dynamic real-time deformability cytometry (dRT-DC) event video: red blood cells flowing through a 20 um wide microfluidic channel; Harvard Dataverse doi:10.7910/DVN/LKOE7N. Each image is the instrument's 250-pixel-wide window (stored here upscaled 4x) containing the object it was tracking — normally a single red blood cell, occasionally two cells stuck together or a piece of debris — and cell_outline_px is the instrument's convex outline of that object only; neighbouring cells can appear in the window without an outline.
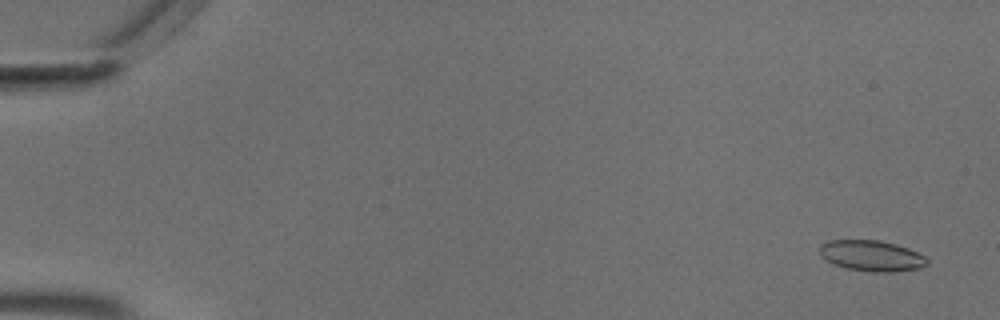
{"species": "common noctule bat (a hibernating species)", "species_latin": "Nyctalus noctula", "temperature_condition": "cold", "stored_images_in_passage": 53, "camera_frame_rate_fps": 3000, "um_per_image_px": 0.085, "animal": {"sex": "male", "body_mass_g": 18.8}, "frame": {"image": 1, "passage_image": 3, "time_ms": 0.667, "image_size_px": [1000, 320], "cell_outline_px": [[928, 264], [920, 268], [892, 272], [872, 272], [848, 268], [832, 264], [820, 256], [820, 244], [828, 240], [880, 240], [896, 244], [908, 248], [924, 256], [928, 260]], "centroid_in_image_um": [74.07, 21.74], "position_along_channel_um": 10.9, "area_um2": 19.36}}
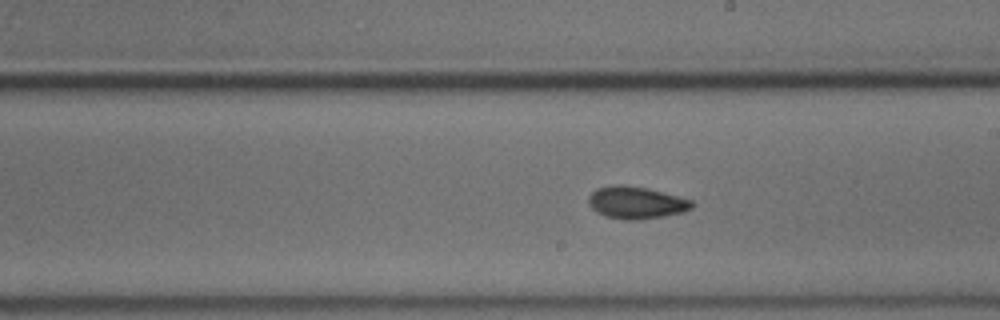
{"frame": {"image": 2, "passage_image": 33, "time_ms": 10.667, "image_size_px": [1000, 320], "cell_outline_px": [[696, 204], [692, 208], [684, 212], [664, 216], [636, 220], [624, 220], [604, 216], [596, 212], [588, 204], [588, 196], [596, 188], [612, 184], [620, 184], [648, 188], [692, 200]], "centroid_in_image_um": [54.06, 17.22], "position_along_channel_um": 234.9, "area_um2": 19.71}}
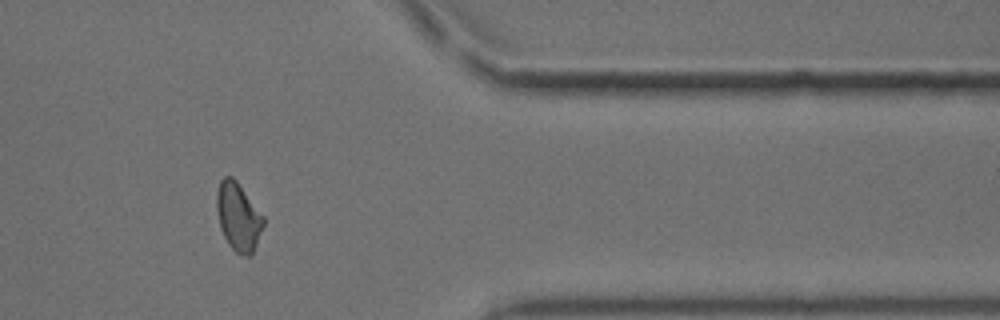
{"frame": {"image": 3, "passage_image": 47, "time_ms": 15.333, "image_size_px": [1000, 320], "cell_outline_px": [[264, 224], [252, 256], [244, 256], [236, 252], [228, 244], [220, 228], [216, 208], [216, 192], [220, 180], [224, 176], [232, 176], [236, 180], [264, 216]], "centroid_in_image_um": [20.25, 18.42], "position_along_channel_um": 391.2, "area_um2": 18.67}}